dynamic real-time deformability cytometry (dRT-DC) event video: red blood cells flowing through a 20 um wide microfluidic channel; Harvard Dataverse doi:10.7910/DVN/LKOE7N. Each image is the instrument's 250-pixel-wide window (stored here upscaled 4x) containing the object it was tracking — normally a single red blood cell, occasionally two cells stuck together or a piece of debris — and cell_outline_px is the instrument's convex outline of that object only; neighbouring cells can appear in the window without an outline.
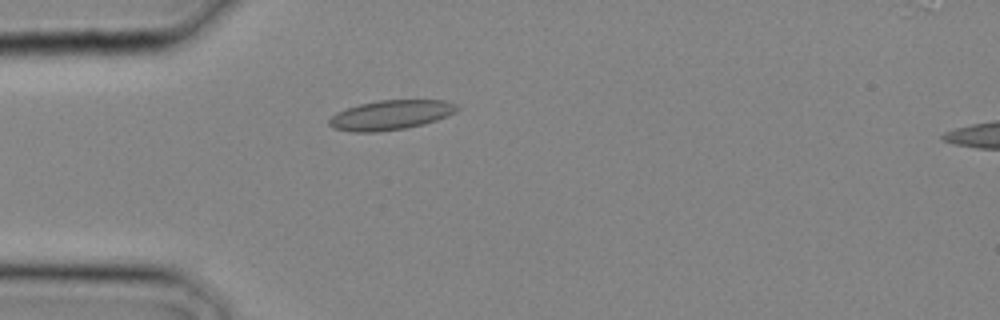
{"species": "common noctule bat (a hibernating species)", "species_latin": "Nyctalus noctula", "temperature_condition": "cold", "stored_images_in_passage": 2, "segment_of_instrument_passage": [1, 2], "camera_frame_rate_fps": 3000, "um_per_image_px": 0.085, "animal": {"sex": "male", "body_mass_g": 20.4}, "frame": {"image": 1, "passage_image": 1, "time_ms": 0.0, "image_size_px": [1000, 320], "cell_outline_px": [[460, 108], [456, 112], [448, 116], [424, 124], [404, 128], [380, 132], [352, 132], [332, 128], [328, 124], [328, 120], [336, 112], [360, 104], [380, 100], [444, 100], [460, 104]], "centroid_in_image_um": [33.24, 9.77], "position_along_channel_um": 51.8, "area_um2": 22.25}}